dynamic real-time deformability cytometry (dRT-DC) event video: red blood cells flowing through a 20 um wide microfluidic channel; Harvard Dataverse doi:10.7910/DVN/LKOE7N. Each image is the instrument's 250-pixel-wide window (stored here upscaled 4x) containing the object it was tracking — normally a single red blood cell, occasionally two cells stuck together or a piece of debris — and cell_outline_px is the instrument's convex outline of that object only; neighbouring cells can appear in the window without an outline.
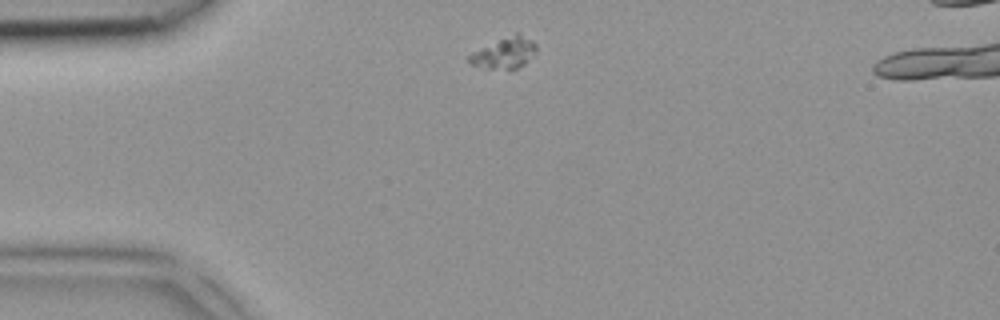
{"species": "common noctule bat (a hibernating species)", "species_latin": "Nyctalus noctula", "temperature_condition": "room temperature", "stored_images_in_passage": 2, "camera_frame_rate_fps": 3000, "um_per_image_px": 0.085, "animal": {"sex": "female", "body_mass_g": 18.4}, "frame": {"image": 1, "passage_image": 1, "time_ms": 0.0, "image_size_px": [1000, 320], "cell_outline_px": [[536, 52], [524, 64], [516, 68], [488, 68], [472, 64], [468, 60], [468, 56], [472, 52], [516, 32], [532, 40], [536, 44]], "centroid_in_image_um": [42.9, 4.48], "position_along_channel_um": 42.1, "area_um2": 11.73}}